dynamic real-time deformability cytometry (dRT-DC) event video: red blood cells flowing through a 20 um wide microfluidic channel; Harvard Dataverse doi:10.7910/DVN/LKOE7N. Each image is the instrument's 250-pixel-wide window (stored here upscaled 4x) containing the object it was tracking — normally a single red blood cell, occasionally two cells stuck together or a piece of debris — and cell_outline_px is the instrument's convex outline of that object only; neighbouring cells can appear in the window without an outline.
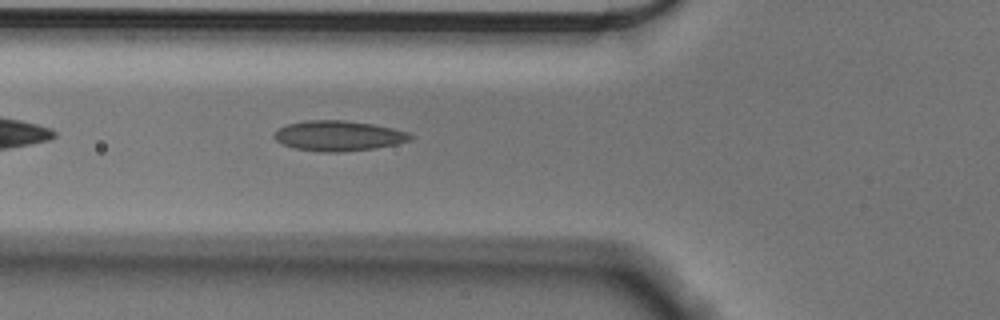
{"species": "Egyptian fruit bat (a non-hibernating species)", "species_latin": "Rousettus aegyptiacus", "temperature_condition": "cold", "stored_images_in_passage": 35, "camera_frame_rate_fps": 3000, "um_per_image_px": 0.085, "animal": {"sex": "male"}, "frame": {"image": 1, "passage_image": 6, "time_ms": 1.667, "image_size_px": [1000, 320], "cell_outline_px": [[412, 140], [396, 144], [376, 148], [340, 152], [320, 152], [296, 148], [284, 144], [276, 140], [272, 136], [280, 128], [288, 124], [304, 120], [344, 120], [372, 124], [392, 128], [408, 132], [412, 136]], "centroid_in_image_um": [28.78, 11.54], "position_along_channel_um": 97.0, "area_um2": 23.87}}
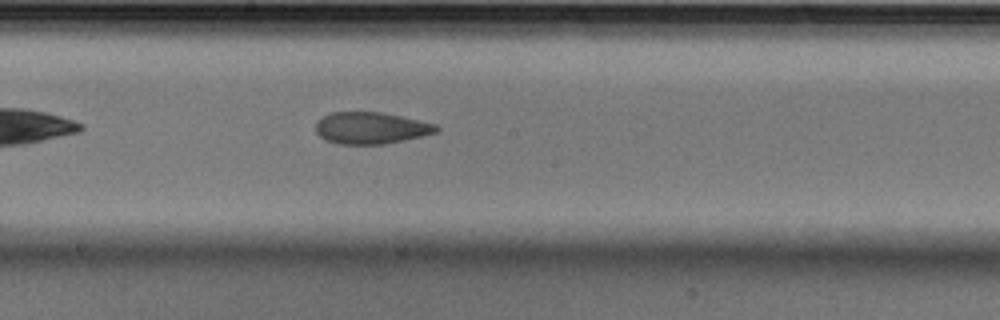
{"frame": {"image": 2, "passage_image": 16, "time_ms": 5.0, "image_size_px": [1000, 320], "cell_outline_px": [[440, 128], [436, 132], [404, 140], [384, 144], [340, 144], [324, 140], [316, 132], [316, 124], [324, 116], [332, 112], [380, 112], [400, 116], [436, 124]], "centroid_in_image_um": [31.52, 10.88], "position_along_channel_um": 216.7, "area_um2": 22.08}}
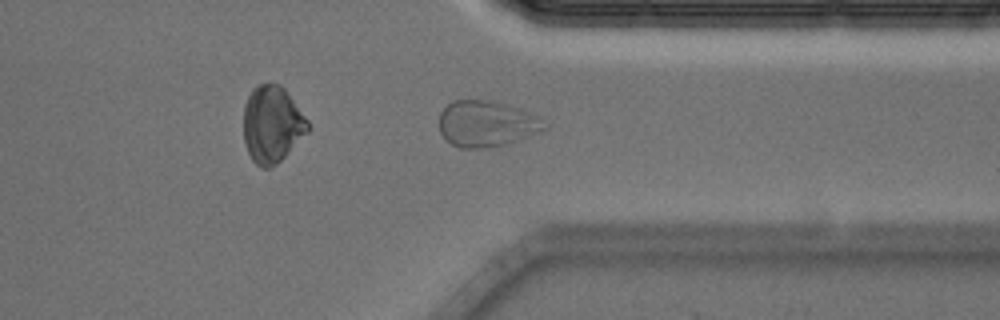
{"frame": {"image": 3, "passage_image": 29, "time_ms": 9.333, "image_size_px": [1000, 320], "cell_outline_px": [[548, 128], [512, 144], [484, 148], [460, 148], [444, 140], [440, 132], [440, 112], [452, 100], [492, 100], [520, 108], [536, 116]], "centroid_in_image_um": [41.34, 10.53], "position_along_channel_um": 370.1, "area_um2": 28.5}, "authors_computed_cell_mechanics": {"area_um2": 23.1778, "velocity_mm_per_s": 3.5697, "shape_relaxation_time_tau1_ms": null, "shape_relaxation_time_tau2_ms": 1.9424, "deformation_change_tau1": null, "deformation_change_tau2": 0.0815}}